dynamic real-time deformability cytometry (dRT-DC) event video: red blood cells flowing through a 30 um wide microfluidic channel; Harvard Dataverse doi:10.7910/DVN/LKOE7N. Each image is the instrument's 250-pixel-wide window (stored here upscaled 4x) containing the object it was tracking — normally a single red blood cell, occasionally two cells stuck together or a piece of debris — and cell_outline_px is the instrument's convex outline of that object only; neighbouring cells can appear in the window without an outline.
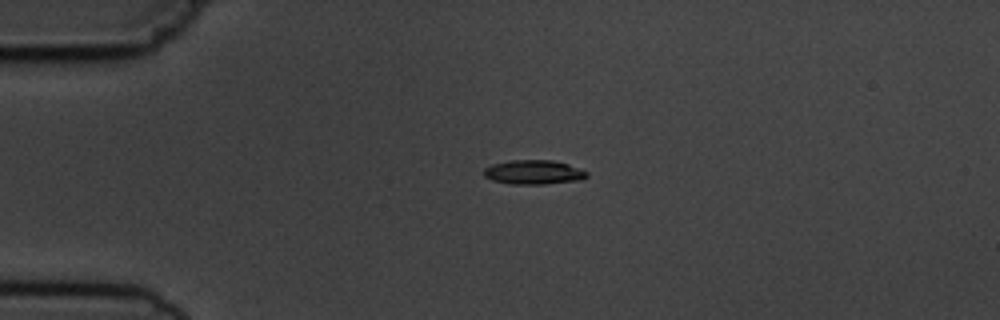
{"species": "common noctule bat (a hibernating species)", "species_latin": "Nyctalus noctula", "temperature_condition": "cold", "stored_images_in_passage": 2, "camera_frame_rate_fps": 3000, "um_per_image_px": 0.085, "animal": {"sex": "male", "body_mass_g": 19.5, "forearm_length_mm": 54.6}, "frame": {"image": 1, "passage_image": 1, "time_ms": 0.0, "image_size_px": [1000, 320], "cell_outline_px": [[588, 176], [584, 180], [544, 184], [512, 184], [492, 180], [484, 176], [484, 168], [492, 164], [512, 160], [552, 160], [568, 164], [580, 168], [588, 172]], "centroid_in_image_um": [45.4, 14.64], "position_along_channel_um": 39.6, "area_um2": 14.68}}